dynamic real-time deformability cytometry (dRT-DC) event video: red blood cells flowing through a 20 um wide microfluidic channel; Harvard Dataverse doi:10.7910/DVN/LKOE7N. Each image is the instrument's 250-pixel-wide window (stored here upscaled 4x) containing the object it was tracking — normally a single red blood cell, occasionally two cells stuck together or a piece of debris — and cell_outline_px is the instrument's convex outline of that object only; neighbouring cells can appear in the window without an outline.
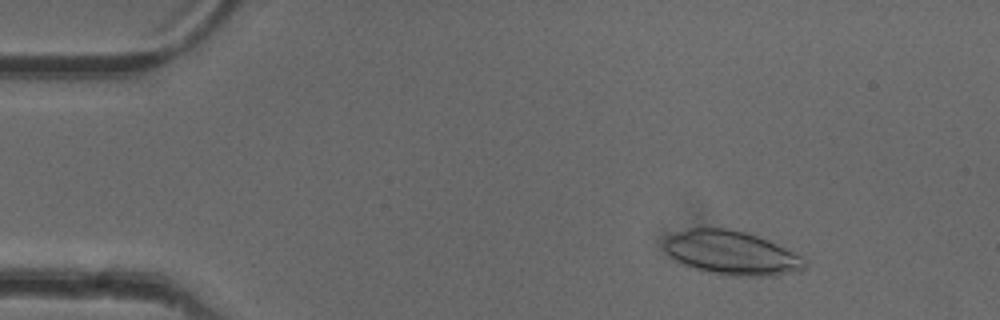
{"species": "common noctule bat (a hibernating species)", "species_latin": "Nyctalus noctula", "temperature_condition": "cold", "stored_images_in_passage": 51, "camera_frame_rate_fps": 3000, "um_per_image_px": 0.085, "animal": {"sex": "female"}, "frame": {"image": 1, "passage_image": 7, "time_ms": 2.0, "image_size_px": [1000, 320], "cell_outline_px": [[804, 268], [800, 272], [776, 276], [732, 276], [708, 272], [684, 264], [676, 260], [664, 248], [664, 240], [668, 236], [688, 228], [728, 228], [744, 232], [768, 240], [800, 256], [804, 260]], "centroid_in_image_um": [62.19, 21.51], "position_along_channel_um": 22.8, "area_um2": 35.6}}
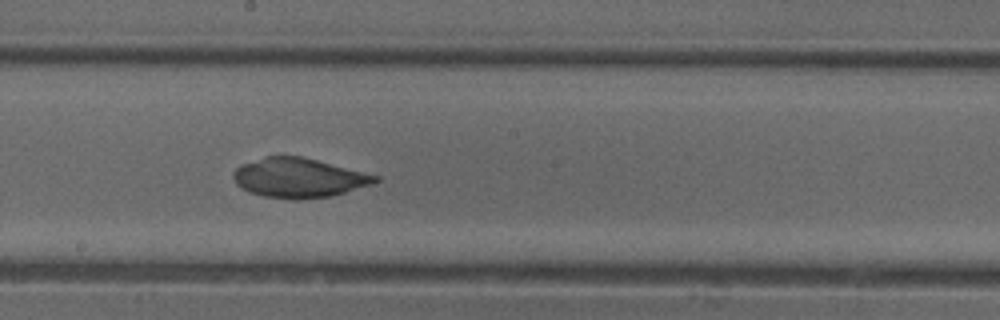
{"frame": {"image": 2, "passage_image": 28, "time_ms": 9.0, "image_size_px": [1000, 320], "cell_outline_px": [[380, 180], [372, 184], [332, 196], [296, 200], [292, 200], [264, 196], [248, 192], [240, 188], [236, 184], [232, 176], [236, 168], [240, 164], [264, 156], [300, 156], [380, 176]], "centroid_in_image_um": [25.36, 15.12], "position_along_channel_um": 222.8, "area_um2": 32.71}}
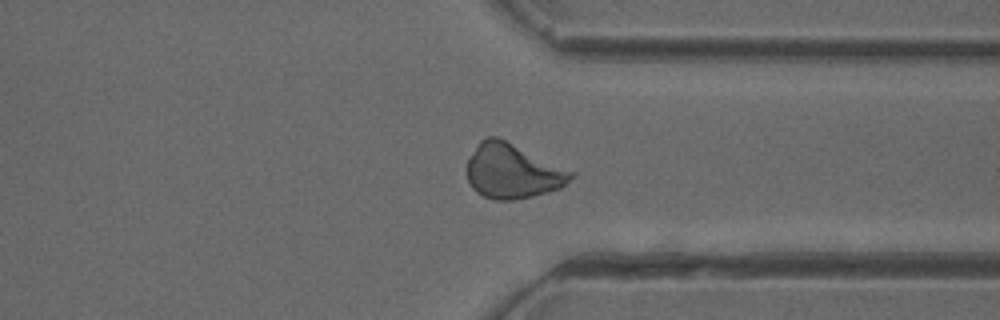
{"frame": {"image": 3, "passage_image": 39, "time_ms": 12.667, "image_size_px": [1000, 320], "cell_outline_px": [[576, 176], [560, 188], [548, 192], [532, 196], [512, 200], [496, 200], [484, 196], [476, 192], [472, 188], [468, 180], [464, 168], [468, 156], [480, 140], [488, 136], [496, 136], [576, 172]], "centroid_in_image_um": [43.54, 14.54], "position_along_channel_um": 367.9, "area_um2": 33.52}}